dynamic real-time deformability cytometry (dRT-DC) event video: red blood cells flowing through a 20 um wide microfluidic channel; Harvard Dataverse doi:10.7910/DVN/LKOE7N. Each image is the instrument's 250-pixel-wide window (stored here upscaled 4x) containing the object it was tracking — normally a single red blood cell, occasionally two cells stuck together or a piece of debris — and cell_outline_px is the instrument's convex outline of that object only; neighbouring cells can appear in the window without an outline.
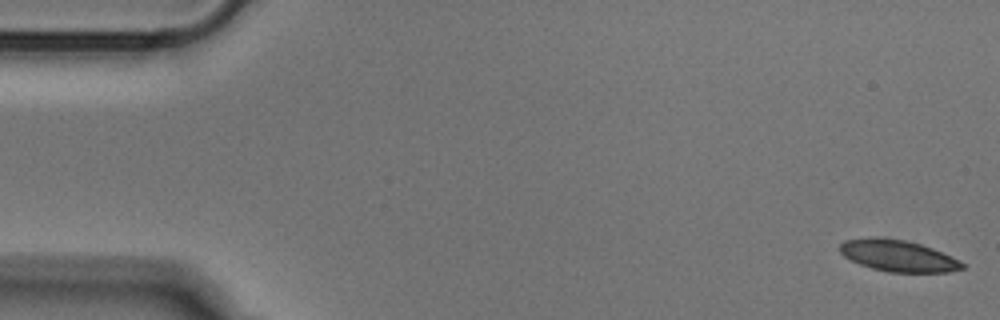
{"species": "Egyptian fruit bat (a non-hibernating species)", "species_latin": "Rousettus aegyptiacus", "temperature_condition": "cold", "stored_images_in_passage": 52, "segment_of_instrument_passage": [1, 2], "camera_frame_rate_fps": 3000, "um_per_image_px": 0.085, "animal": {"sex": "male"}, "frame": {"image": 1, "passage_image": 1, "time_ms": 0.0, "image_size_px": [1000, 320], "cell_outline_px": [[964, 268], [948, 272], [888, 272], [872, 268], [860, 264], [844, 256], [840, 252], [840, 244], [844, 240], [872, 236], [876, 236], [904, 240], [920, 244], [932, 248], [952, 256], [960, 260], [964, 264]], "centroid_in_image_um": [76.33, 21.73], "position_along_channel_um": 8.7, "area_um2": 22.48}}
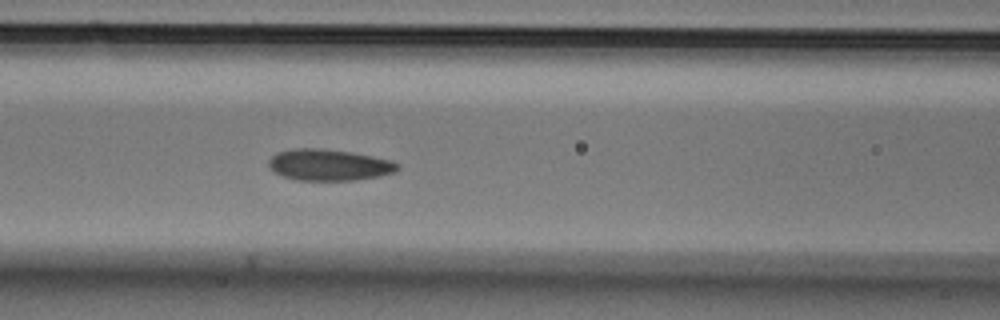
{"frame": {"image": 2, "passage_image": 21, "time_ms": 6.667, "image_size_px": [1000, 320], "cell_outline_px": [[400, 168], [396, 172], [380, 176], [356, 180], [296, 180], [284, 176], [276, 172], [268, 164], [268, 160], [276, 152], [292, 148], [320, 148], [352, 152], [392, 160], [400, 164]], "centroid_in_image_um": [28.0, 14.01], "position_along_channel_um": 138.6, "area_um2": 23.7}}
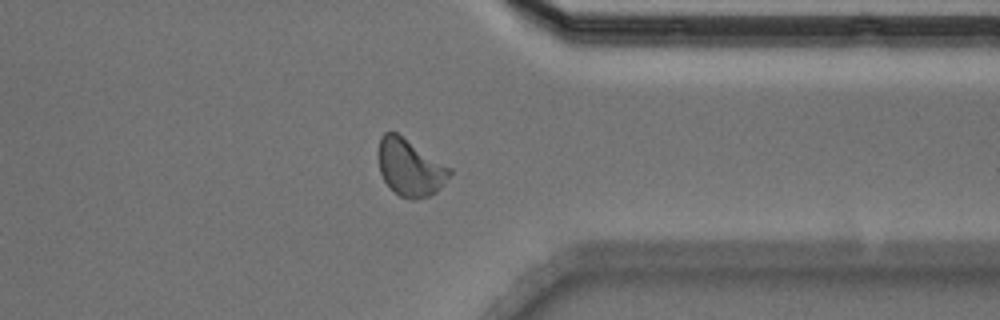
{"frame": {"image": 3, "passage_image": 40, "time_ms": 13.0, "image_size_px": [1000, 320], "cell_outline_px": [[452, 172], [444, 184], [436, 192], [428, 196], [416, 200], [412, 200], [400, 196], [384, 180], [380, 172], [376, 156], [376, 152], [380, 136], [384, 132], [396, 132], [452, 168]], "centroid_in_image_um": [34.83, 14.22], "position_along_channel_um": 376.6, "area_um2": 23.87}}